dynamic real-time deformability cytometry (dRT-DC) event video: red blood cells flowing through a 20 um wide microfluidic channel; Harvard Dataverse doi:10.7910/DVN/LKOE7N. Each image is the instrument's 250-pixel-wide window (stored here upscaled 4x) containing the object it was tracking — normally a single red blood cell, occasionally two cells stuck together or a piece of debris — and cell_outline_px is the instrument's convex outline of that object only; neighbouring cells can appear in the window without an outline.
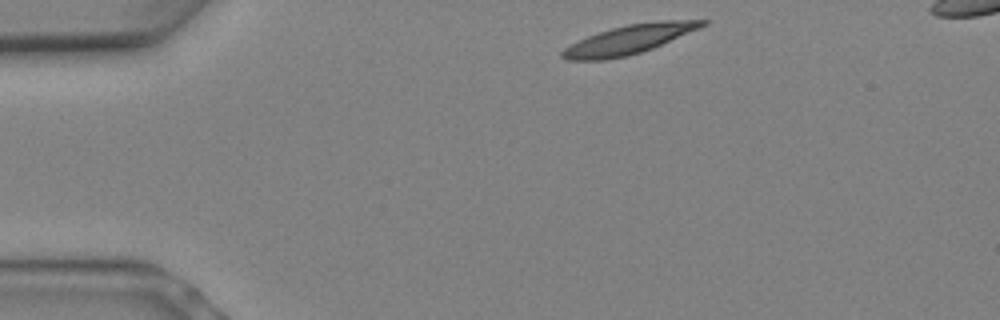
{"species": "Egyptian fruit bat (a non-hibernating species)", "species_latin": "Rousettus aegyptiacus", "temperature_condition": "warm", "stored_images_in_passage": 5, "camera_frame_rate_fps": 3000, "um_per_image_px": 0.085, "animal": {"sex": "female"}, "frame": {"image": 1, "passage_image": 1, "time_ms": 0.0, "image_size_px": [1000, 320], "cell_outline_px": [[708, 24], [700, 28], [652, 48], [628, 56], [604, 60], [564, 60], [560, 56], [560, 52], [564, 48], [588, 36], [612, 28], [628, 24], [656, 20], [708, 20]], "centroid_in_image_um": [53.47, 3.35], "position_along_channel_um": 31.5, "area_um2": 23.52}}
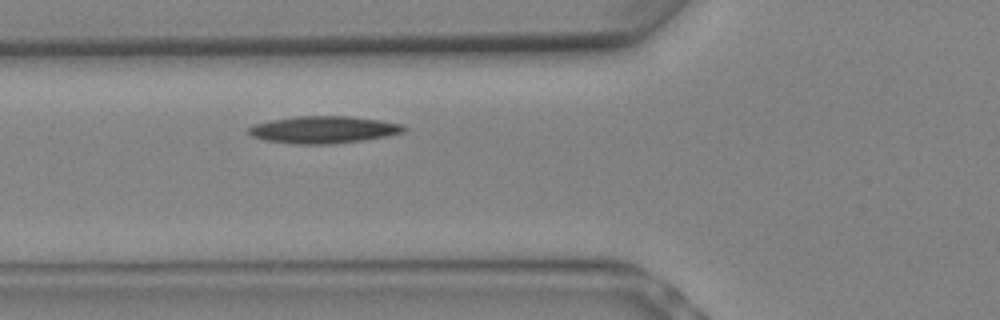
{"frame": {"image": 2, "passage_image": 5, "time_ms": 1.333, "image_size_px": [1000, 320], "cell_outline_px": [[408, 128], [404, 132], [364, 140], [336, 144], [292, 144], [264, 140], [252, 136], [248, 132], [248, 128], [252, 124], [272, 120], [296, 116], [348, 116], [380, 120], [404, 124]], "centroid_in_image_um": [27.5, 11.02], "position_along_channel_um": 98.3, "area_um2": 24.74}}